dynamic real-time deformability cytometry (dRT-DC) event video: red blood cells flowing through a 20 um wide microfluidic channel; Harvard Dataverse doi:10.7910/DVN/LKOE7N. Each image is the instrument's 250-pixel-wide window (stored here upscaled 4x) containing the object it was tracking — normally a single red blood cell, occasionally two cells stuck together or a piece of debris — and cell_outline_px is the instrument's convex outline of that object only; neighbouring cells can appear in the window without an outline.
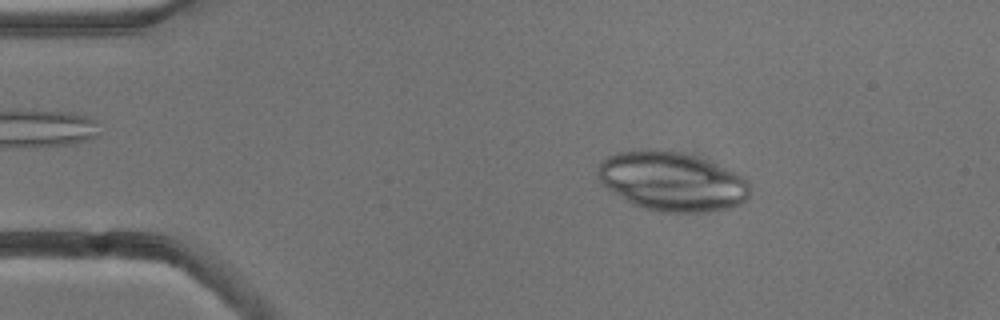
{"species": "common noctule bat (a hibernating species)", "species_latin": "Nyctalus noctula", "temperature_condition": "cold", "stored_images_in_passage": 3, "camera_frame_rate_fps": 3000, "um_per_image_px": 0.085, "animal": {"sex": "male", "body_mass_g": 13.3}, "frame": {"image": 1, "passage_image": 2, "time_ms": 1.333, "image_size_px": [1000, 320], "cell_outline_px": [[748, 196], [740, 204], [728, 208], [704, 212], [664, 212], [640, 208], [624, 200], [608, 188], [596, 176], [596, 172], [600, 164], [608, 156], [616, 152], [644, 148], [656, 148], [680, 152], [704, 160], [736, 172], [744, 176], [748, 184]], "centroid_in_image_um": [57.07, 15.41], "position_along_channel_um": 27.9, "area_um2": 52.42}}